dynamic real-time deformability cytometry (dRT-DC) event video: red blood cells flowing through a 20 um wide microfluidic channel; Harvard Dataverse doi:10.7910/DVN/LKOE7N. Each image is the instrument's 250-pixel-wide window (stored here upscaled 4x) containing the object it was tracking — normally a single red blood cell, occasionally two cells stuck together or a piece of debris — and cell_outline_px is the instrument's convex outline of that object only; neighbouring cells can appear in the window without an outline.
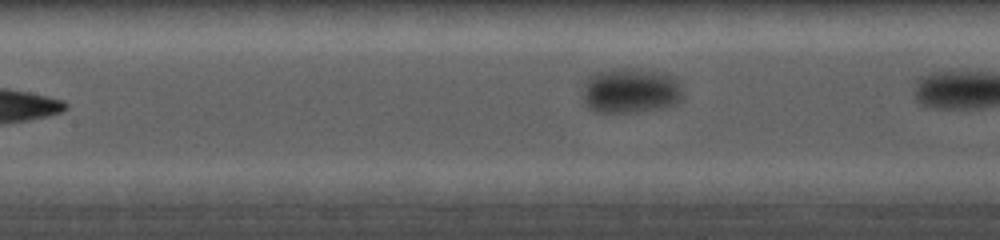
{"species": "common noctule bat (a hibernating species)", "species_latin": "Nyctalus noctula", "temperature_condition": "cold", "stored_images_in_passage": 4, "camera_frame_rate_fps": 5000, "um_per_image_px": 0.085, "animal": {"sex": "female", "body_mass_g": 19.0, "forearm_length_mm": 56.7}, "frame": {"image": 1, "passage_image": 4, "time_ms": 3.6, "image_size_px": [1000, 240], "cell_outline_px": [[684, 80], [680, 96], [676, 100], [668, 104], [644, 108], [616, 112], [600, 112], [592, 108], [588, 104], [584, 96], [584, 80], [588, 76], [596, 72], [612, 68], [644, 68], [668, 72]], "centroid_in_image_um": [53.62, 7.58], "position_along_channel_um": 153.8, "area_um2": 25.89}}